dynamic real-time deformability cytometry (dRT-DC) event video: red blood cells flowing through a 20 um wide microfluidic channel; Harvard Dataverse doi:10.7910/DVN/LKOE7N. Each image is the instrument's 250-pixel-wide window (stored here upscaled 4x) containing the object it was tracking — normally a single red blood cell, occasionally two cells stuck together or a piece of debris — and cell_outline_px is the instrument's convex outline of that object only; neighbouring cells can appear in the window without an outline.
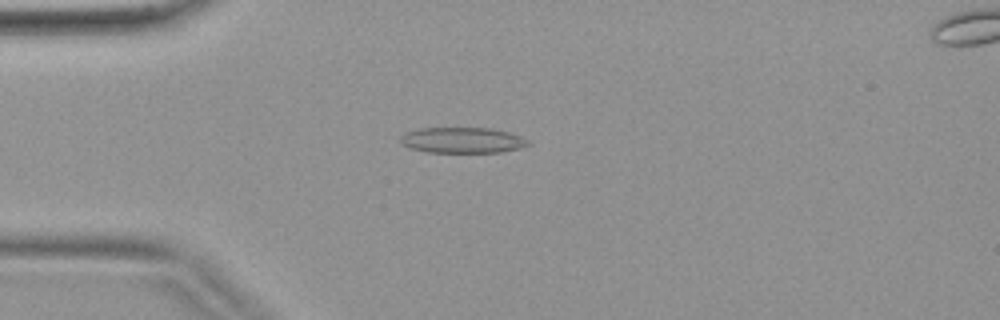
{"species": "common noctule bat (a hibernating species)", "species_latin": "Nyctalus noctula", "temperature_condition": "warm", "stored_images_in_passage": 4, "camera_frame_rate_fps": 3000, "um_per_image_px": 0.085, "animal": {"sex": "female", "body_mass_g": 19.9}, "frame": {"image": 1, "passage_image": 3, "time_ms": 0.667, "image_size_px": [1000, 320], "cell_outline_px": [[532, 144], [520, 148], [500, 152], [428, 152], [408, 148], [400, 140], [400, 136], [408, 132], [420, 128], [492, 128], [508, 132], [520, 136], [528, 140]], "centroid_in_image_um": [39.33, 11.92], "position_along_channel_um": 45.7, "area_um2": 19.07}}